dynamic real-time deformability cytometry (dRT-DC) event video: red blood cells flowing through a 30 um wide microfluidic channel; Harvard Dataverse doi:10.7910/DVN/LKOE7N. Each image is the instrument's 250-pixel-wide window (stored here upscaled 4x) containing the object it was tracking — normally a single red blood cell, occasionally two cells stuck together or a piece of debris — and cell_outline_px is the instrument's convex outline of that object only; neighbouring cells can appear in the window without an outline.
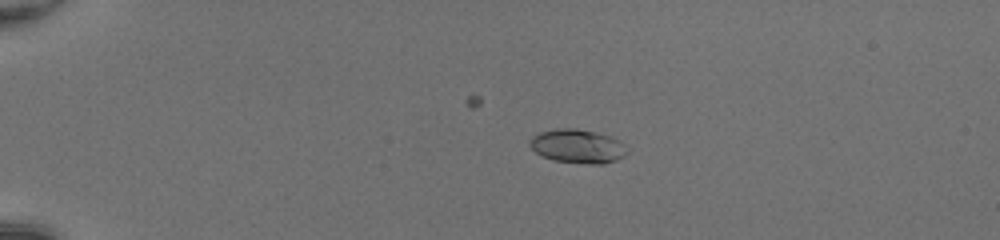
{"species": "common noctule bat (a hibernating species)", "species_latin": "Nyctalus noctula", "temperature_condition": "room temperature", "stored_images_in_passage": 41, "camera_frame_rate_fps": 3000, "um_per_image_px": 0.085, "animal": {"sex": "female", "body_mass_g": 20.0, "forearm_length_mm": 54.0}, "frame": {"image": 1, "passage_image": 3, "time_ms": 0.667, "image_size_px": [1000, 240], "cell_outline_px": [[628, 152], [624, 156], [616, 160], [604, 164], [588, 164], [552, 160], [536, 152], [528, 144], [528, 140], [532, 136], [540, 132], [556, 128], [576, 128], [612, 136], [620, 140], [628, 148]], "centroid_in_image_um": [49.12, 12.42], "position_along_channel_um": 35.9, "area_um2": 19.42}}
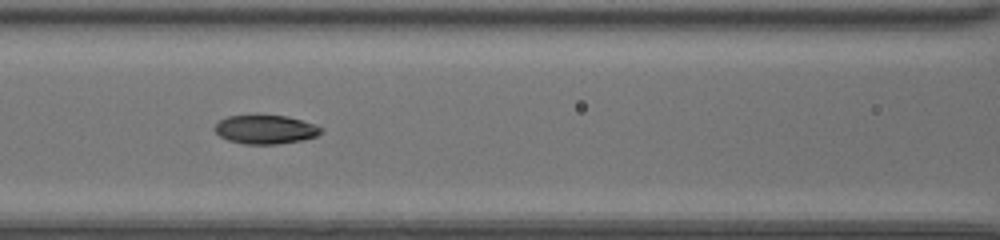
{"frame": {"image": 2, "passage_image": 16, "time_ms": 5.0, "image_size_px": [1000, 240], "cell_outline_px": [[324, 132], [316, 136], [300, 140], [276, 144], [244, 144], [228, 140], [220, 136], [212, 128], [220, 120], [228, 116], [288, 116], [316, 124], [324, 128]], "centroid_in_image_um": [22.59, 11.01], "position_along_channel_um": 144.0, "area_um2": 17.8}}
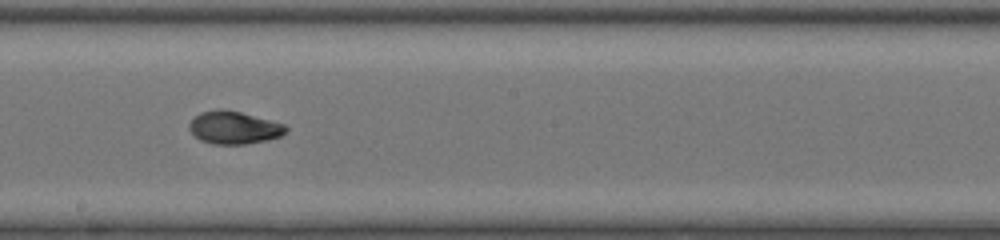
{"frame": {"image": 3, "passage_image": 22, "time_ms": 7.0, "image_size_px": [1000, 240], "cell_outline_px": [[288, 128], [280, 136], [268, 140], [244, 144], [212, 144], [200, 140], [188, 128], [188, 124], [200, 112], [216, 108], [220, 108], [240, 112], [284, 124]], "centroid_in_image_um": [19.85, 10.84], "position_along_channel_um": 228.3, "area_um2": 18.32}}